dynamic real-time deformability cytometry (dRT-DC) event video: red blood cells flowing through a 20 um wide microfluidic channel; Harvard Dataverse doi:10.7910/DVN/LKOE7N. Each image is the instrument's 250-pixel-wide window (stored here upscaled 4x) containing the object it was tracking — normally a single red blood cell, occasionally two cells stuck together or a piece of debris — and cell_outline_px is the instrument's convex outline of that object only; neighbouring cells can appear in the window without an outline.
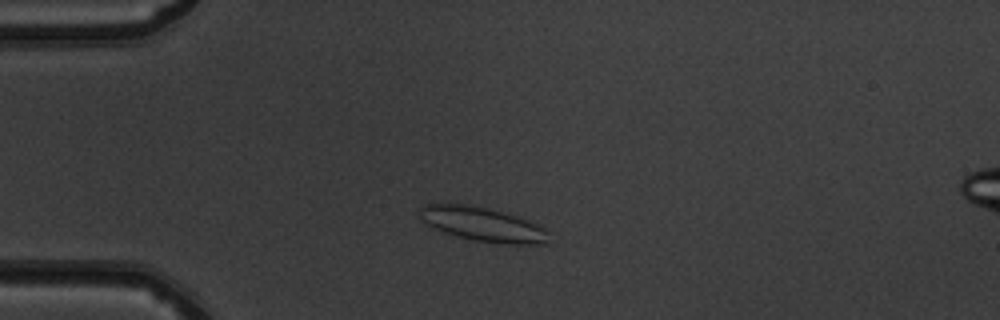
{"species": "common noctule bat (a hibernating species)", "species_latin": "Nyctalus noctula", "temperature_condition": "warm", "stored_images_in_passage": 46, "camera_frame_rate_fps": 3000, "um_per_image_px": 0.085, "animal": {"sex": "male", "body_mass_g": 19.5, "forearm_length_mm": 54.6}, "frame": {"image": 1, "passage_image": 8, "time_ms": 2.333, "image_size_px": [1000, 320], "cell_outline_px": [[548, 244], [500, 244], [476, 240], [444, 232], [420, 220], [420, 204], [472, 204], [488, 208], [516, 216], [540, 224], [548, 232]], "centroid_in_image_um": [41.06, 19.06], "position_along_channel_um": 43.9, "area_um2": 25.66}}
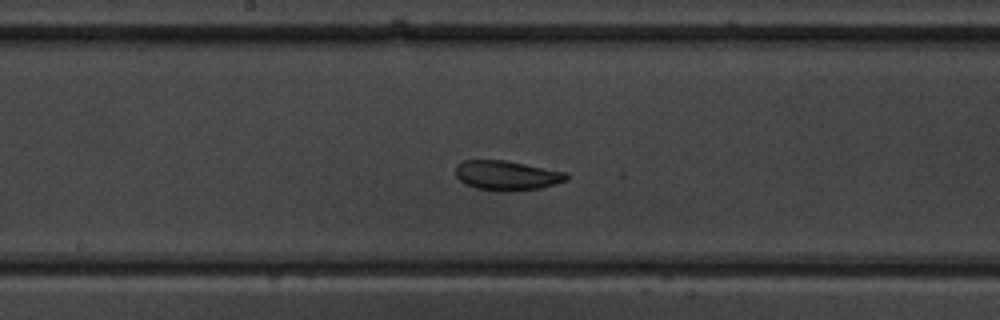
{"frame": {"image": 2, "passage_image": 22, "time_ms": 7.0, "image_size_px": [1000, 320], "cell_outline_px": [[568, 180], [556, 184], [540, 188], [504, 192], [496, 192], [476, 188], [464, 184], [456, 176], [456, 168], [464, 160], [504, 160], [568, 172]], "centroid_in_image_um": [43.1, 14.93], "position_along_channel_um": 205.1, "area_um2": 19.31}}
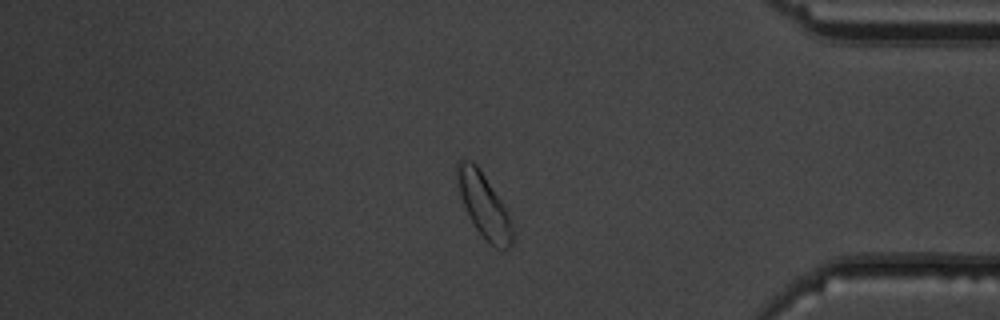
{"frame": {"image": 3, "passage_image": 38, "time_ms": 12.333, "image_size_px": [1000, 320], "cell_outline_px": [[512, 244], [504, 252], [496, 248], [476, 228], [460, 196], [456, 176], [456, 164], [460, 160], [472, 160], [480, 168], [504, 204], [508, 212], [512, 228]], "centroid_in_image_um": [41.14, 17.42], "position_along_channel_um": 394.1, "area_um2": 20.4}, "authors_computed_cell_mechanics": {"area_um2": 20.4034, "velocity_mm_per_s": 3.993, "shape_relaxation_time_tau1_ms": null, "shape_relaxation_time_tau2_ms": 4.8043, "deformation_change_tau1": null, "deformation_change_tau2": 0.0779}}